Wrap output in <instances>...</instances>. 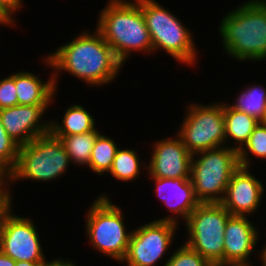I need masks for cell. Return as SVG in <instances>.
Listing matches in <instances>:
<instances>
[{
	"instance_id": "cell-1",
	"label": "cell",
	"mask_w": 266,
	"mask_h": 266,
	"mask_svg": "<svg viewBox=\"0 0 266 266\" xmlns=\"http://www.w3.org/2000/svg\"><path fill=\"white\" fill-rule=\"evenodd\" d=\"M45 58L44 62L57 70L53 73L56 89V75L61 71L69 72L87 85L102 86L114 81L123 65L97 29L94 34L84 31Z\"/></svg>"
},
{
	"instance_id": "cell-2",
	"label": "cell",
	"mask_w": 266,
	"mask_h": 266,
	"mask_svg": "<svg viewBox=\"0 0 266 266\" xmlns=\"http://www.w3.org/2000/svg\"><path fill=\"white\" fill-rule=\"evenodd\" d=\"M219 32L228 56L240 61L266 60V0H249L230 10Z\"/></svg>"
},
{
	"instance_id": "cell-3",
	"label": "cell",
	"mask_w": 266,
	"mask_h": 266,
	"mask_svg": "<svg viewBox=\"0 0 266 266\" xmlns=\"http://www.w3.org/2000/svg\"><path fill=\"white\" fill-rule=\"evenodd\" d=\"M96 27L122 64L132 51L153 52L151 36L137 0H110L100 11Z\"/></svg>"
},
{
	"instance_id": "cell-4",
	"label": "cell",
	"mask_w": 266,
	"mask_h": 266,
	"mask_svg": "<svg viewBox=\"0 0 266 266\" xmlns=\"http://www.w3.org/2000/svg\"><path fill=\"white\" fill-rule=\"evenodd\" d=\"M239 167L238 151L233 149V146L228 145L193 154L190 179L198 201L221 203L230 178Z\"/></svg>"
},
{
	"instance_id": "cell-5",
	"label": "cell",
	"mask_w": 266,
	"mask_h": 266,
	"mask_svg": "<svg viewBox=\"0 0 266 266\" xmlns=\"http://www.w3.org/2000/svg\"><path fill=\"white\" fill-rule=\"evenodd\" d=\"M151 36L153 52L163 49L178 62L194 65L197 49L188 28L155 0H137Z\"/></svg>"
},
{
	"instance_id": "cell-6",
	"label": "cell",
	"mask_w": 266,
	"mask_h": 266,
	"mask_svg": "<svg viewBox=\"0 0 266 266\" xmlns=\"http://www.w3.org/2000/svg\"><path fill=\"white\" fill-rule=\"evenodd\" d=\"M90 206L85 224L89 242L99 252L121 263L126 256L132 232H126L120 207L105 194L97 197Z\"/></svg>"
},
{
	"instance_id": "cell-7",
	"label": "cell",
	"mask_w": 266,
	"mask_h": 266,
	"mask_svg": "<svg viewBox=\"0 0 266 266\" xmlns=\"http://www.w3.org/2000/svg\"><path fill=\"white\" fill-rule=\"evenodd\" d=\"M71 163L62 142L51 133L36 137L19 148L13 182L22 179L49 181L62 176Z\"/></svg>"
},
{
	"instance_id": "cell-8",
	"label": "cell",
	"mask_w": 266,
	"mask_h": 266,
	"mask_svg": "<svg viewBox=\"0 0 266 266\" xmlns=\"http://www.w3.org/2000/svg\"><path fill=\"white\" fill-rule=\"evenodd\" d=\"M230 215L221 203H200L185 221V244L212 265L224 263V230Z\"/></svg>"
},
{
	"instance_id": "cell-9",
	"label": "cell",
	"mask_w": 266,
	"mask_h": 266,
	"mask_svg": "<svg viewBox=\"0 0 266 266\" xmlns=\"http://www.w3.org/2000/svg\"><path fill=\"white\" fill-rule=\"evenodd\" d=\"M186 110V117L177 135L192 155L226 145L223 103H193Z\"/></svg>"
},
{
	"instance_id": "cell-10",
	"label": "cell",
	"mask_w": 266,
	"mask_h": 266,
	"mask_svg": "<svg viewBox=\"0 0 266 266\" xmlns=\"http://www.w3.org/2000/svg\"><path fill=\"white\" fill-rule=\"evenodd\" d=\"M175 217L159 218L132 231L126 256L121 263L127 262V266H154L160 261L178 229V218Z\"/></svg>"
},
{
	"instance_id": "cell-11",
	"label": "cell",
	"mask_w": 266,
	"mask_h": 266,
	"mask_svg": "<svg viewBox=\"0 0 266 266\" xmlns=\"http://www.w3.org/2000/svg\"><path fill=\"white\" fill-rule=\"evenodd\" d=\"M0 250L14 261H46L33 221L12 213L0 229Z\"/></svg>"
},
{
	"instance_id": "cell-12",
	"label": "cell",
	"mask_w": 266,
	"mask_h": 266,
	"mask_svg": "<svg viewBox=\"0 0 266 266\" xmlns=\"http://www.w3.org/2000/svg\"><path fill=\"white\" fill-rule=\"evenodd\" d=\"M148 163L149 176L156 178H190L192 154L177 135L176 139L155 142Z\"/></svg>"
},
{
	"instance_id": "cell-13",
	"label": "cell",
	"mask_w": 266,
	"mask_h": 266,
	"mask_svg": "<svg viewBox=\"0 0 266 266\" xmlns=\"http://www.w3.org/2000/svg\"><path fill=\"white\" fill-rule=\"evenodd\" d=\"M49 105H16L0 109V118L7 134L20 146L50 133V122L40 123Z\"/></svg>"
},
{
	"instance_id": "cell-14",
	"label": "cell",
	"mask_w": 266,
	"mask_h": 266,
	"mask_svg": "<svg viewBox=\"0 0 266 266\" xmlns=\"http://www.w3.org/2000/svg\"><path fill=\"white\" fill-rule=\"evenodd\" d=\"M264 187L249 168L240 166L231 176L221 204L231 215L248 216L261 203Z\"/></svg>"
},
{
	"instance_id": "cell-15",
	"label": "cell",
	"mask_w": 266,
	"mask_h": 266,
	"mask_svg": "<svg viewBox=\"0 0 266 266\" xmlns=\"http://www.w3.org/2000/svg\"><path fill=\"white\" fill-rule=\"evenodd\" d=\"M246 216L230 215L224 230V263H246L260 238Z\"/></svg>"
},
{
	"instance_id": "cell-16",
	"label": "cell",
	"mask_w": 266,
	"mask_h": 266,
	"mask_svg": "<svg viewBox=\"0 0 266 266\" xmlns=\"http://www.w3.org/2000/svg\"><path fill=\"white\" fill-rule=\"evenodd\" d=\"M156 194L176 215L187 220L191 212L200 204L194 193L190 178H156Z\"/></svg>"
},
{
	"instance_id": "cell-17",
	"label": "cell",
	"mask_w": 266,
	"mask_h": 266,
	"mask_svg": "<svg viewBox=\"0 0 266 266\" xmlns=\"http://www.w3.org/2000/svg\"><path fill=\"white\" fill-rule=\"evenodd\" d=\"M18 105H50L56 92L54 76L43 82L31 72L15 73Z\"/></svg>"
},
{
	"instance_id": "cell-18",
	"label": "cell",
	"mask_w": 266,
	"mask_h": 266,
	"mask_svg": "<svg viewBox=\"0 0 266 266\" xmlns=\"http://www.w3.org/2000/svg\"><path fill=\"white\" fill-rule=\"evenodd\" d=\"M95 119L82 107L73 104L66 111L62 122H50V133L53 136H70L95 130Z\"/></svg>"
},
{
	"instance_id": "cell-19",
	"label": "cell",
	"mask_w": 266,
	"mask_h": 266,
	"mask_svg": "<svg viewBox=\"0 0 266 266\" xmlns=\"http://www.w3.org/2000/svg\"><path fill=\"white\" fill-rule=\"evenodd\" d=\"M223 116L225 120V135L227 139H233L237 146L233 147L240 151L247 143L249 136L258 125L259 121L249 116L245 112L232 109L229 105L223 104Z\"/></svg>"
},
{
	"instance_id": "cell-20",
	"label": "cell",
	"mask_w": 266,
	"mask_h": 266,
	"mask_svg": "<svg viewBox=\"0 0 266 266\" xmlns=\"http://www.w3.org/2000/svg\"><path fill=\"white\" fill-rule=\"evenodd\" d=\"M237 97L236 103L229 106L245 112L259 122H266V89L259 85H251Z\"/></svg>"
},
{
	"instance_id": "cell-21",
	"label": "cell",
	"mask_w": 266,
	"mask_h": 266,
	"mask_svg": "<svg viewBox=\"0 0 266 266\" xmlns=\"http://www.w3.org/2000/svg\"><path fill=\"white\" fill-rule=\"evenodd\" d=\"M99 134V130L95 129L83 134L54 137L62 142L71 163H77L82 166L88 165L91 151Z\"/></svg>"
},
{
	"instance_id": "cell-22",
	"label": "cell",
	"mask_w": 266,
	"mask_h": 266,
	"mask_svg": "<svg viewBox=\"0 0 266 266\" xmlns=\"http://www.w3.org/2000/svg\"><path fill=\"white\" fill-rule=\"evenodd\" d=\"M117 150L118 146L114 142V139L100 133L94 143L87 167L93 170L94 173H98L100 176L102 173H108L111 169Z\"/></svg>"
},
{
	"instance_id": "cell-23",
	"label": "cell",
	"mask_w": 266,
	"mask_h": 266,
	"mask_svg": "<svg viewBox=\"0 0 266 266\" xmlns=\"http://www.w3.org/2000/svg\"><path fill=\"white\" fill-rule=\"evenodd\" d=\"M140 158L135 150L118 148L109 175L120 181L136 180L140 174Z\"/></svg>"
},
{
	"instance_id": "cell-24",
	"label": "cell",
	"mask_w": 266,
	"mask_h": 266,
	"mask_svg": "<svg viewBox=\"0 0 266 266\" xmlns=\"http://www.w3.org/2000/svg\"><path fill=\"white\" fill-rule=\"evenodd\" d=\"M248 152L256 157L266 159V122L258 123L247 143L238 152L239 163L242 167L250 168Z\"/></svg>"
},
{
	"instance_id": "cell-25",
	"label": "cell",
	"mask_w": 266,
	"mask_h": 266,
	"mask_svg": "<svg viewBox=\"0 0 266 266\" xmlns=\"http://www.w3.org/2000/svg\"><path fill=\"white\" fill-rule=\"evenodd\" d=\"M164 266H213L198 252L191 249L187 244L181 245L172 256L166 261Z\"/></svg>"
},
{
	"instance_id": "cell-26",
	"label": "cell",
	"mask_w": 266,
	"mask_h": 266,
	"mask_svg": "<svg viewBox=\"0 0 266 266\" xmlns=\"http://www.w3.org/2000/svg\"><path fill=\"white\" fill-rule=\"evenodd\" d=\"M19 148L20 145L7 134L0 118V161L12 171L18 162Z\"/></svg>"
},
{
	"instance_id": "cell-27",
	"label": "cell",
	"mask_w": 266,
	"mask_h": 266,
	"mask_svg": "<svg viewBox=\"0 0 266 266\" xmlns=\"http://www.w3.org/2000/svg\"><path fill=\"white\" fill-rule=\"evenodd\" d=\"M18 105L15 73L0 79V109Z\"/></svg>"
},
{
	"instance_id": "cell-28",
	"label": "cell",
	"mask_w": 266,
	"mask_h": 266,
	"mask_svg": "<svg viewBox=\"0 0 266 266\" xmlns=\"http://www.w3.org/2000/svg\"><path fill=\"white\" fill-rule=\"evenodd\" d=\"M11 192H0V229L5 223L6 218L11 214L12 197Z\"/></svg>"
},
{
	"instance_id": "cell-29",
	"label": "cell",
	"mask_w": 266,
	"mask_h": 266,
	"mask_svg": "<svg viewBox=\"0 0 266 266\" xmlns=\"http://www.w3.org/2000/svg\"><path fill=\"white\" fill-rule=\"evenodd\" d=\"M22 0H0V11L12 22H14V16L17 10L22 8Z\"/></svg>"
},
{
	"instance_id": "cell-30",
	"label": "cell",
	"mask_w": 266,
	"mask_h": 266,
	"mask_svg": "<svg viewBox=\"0 0 266 266\" xmlns=\"http://www.w3.org/2000/svg\"><path fill=\"white\" fill-rule=\"evenodd\" d=\"M8 181L13 182V171L0 161V192H8V189L4 188L5 184L7 186V183H9Z\"/></svg>"
},
{
	"instance_id": "cell-31",
	"label": "cell",
	"mask_w": 266,
	"mask_h": 266,
	"mask_svg": "<svg viewBox=\"0 0 266 266\" xmlns=\"http://www.w3.org/2000/svg\"><path fill=\"white\" fill-rule=\"evenodd\" d=\"M76 263L73 264V262L68 261V260H59V259H55L53 261H45L44 262V266H75Z\"/></svg>"
},
{
	"instance_id": "cell-32",
	"label": "cell",
	"mask_w": 266,
	"mask_h": 266,
	"mask_svg": "<svg viewBox=\"0 0 266 266\" xmlns=\"http://www.w3.org/2000/svg\"><path fill=\"white\" fill-rule=\"evenodd\" d=\"M0 266H15V261L0 250Z\"/></svg>"
},
{
	"instance_id": "cell-33",
	"label": "cell",
	"mask_w": 266,
	"mask_h": 266,
	"mask_svg": "<svg viewBox=\"0 0 266 266\" xmlns=\"http://www.w3.org/2000/svg\"><path fill=\"white\" fill-rule=\"evenodd\" d=\"M15 266H44V262L15 261Z\"/></svg>"
},
{
	"instance_id": "cell-34",
	"label": "cell",
	"mask_w": 266,
	"mask_h": 266,
	"mask_svg": "<svg viewBox=\"0 0 266 266\" xmlns=\"http://www.w3.org/2000/svg\"><path fill=\"white\" fill-rule=\"evenodd\" d=\"M0 24L10 25V26L14 25L1 11H0Z\"/></svg>"
},
{
	"instance_id": "cell-35",
	"label": "cell",
	"mask_w": 266,
	"mask_h": 266,
	"mask_svg": "<svg viewBox=\"0 0 266 266\" xmlns=\"http://www.w3.org/2000/svg\"><path fill=\"white\" fill-rule=\"evenodd\" d=\"M213 266H252V265L246 263H217L214 264Z\"/></svg>"
},
{
	"instance_id": "cell-36",
	"label": "cell",
	"mask_w": 266,
	"mask_h": 266,
	"mask_svg": "<svg viewBox=\"0 0 266 266\" xmlns=\"http://www.w3.org/2000/svg\"><path fill=\"white\" fill-rule=\"evenodd\" d=\"M260 258H262L261 260L263 261V266H266V245L265 247L261 250V255Z\"/></svg>"
}]
</instances>
